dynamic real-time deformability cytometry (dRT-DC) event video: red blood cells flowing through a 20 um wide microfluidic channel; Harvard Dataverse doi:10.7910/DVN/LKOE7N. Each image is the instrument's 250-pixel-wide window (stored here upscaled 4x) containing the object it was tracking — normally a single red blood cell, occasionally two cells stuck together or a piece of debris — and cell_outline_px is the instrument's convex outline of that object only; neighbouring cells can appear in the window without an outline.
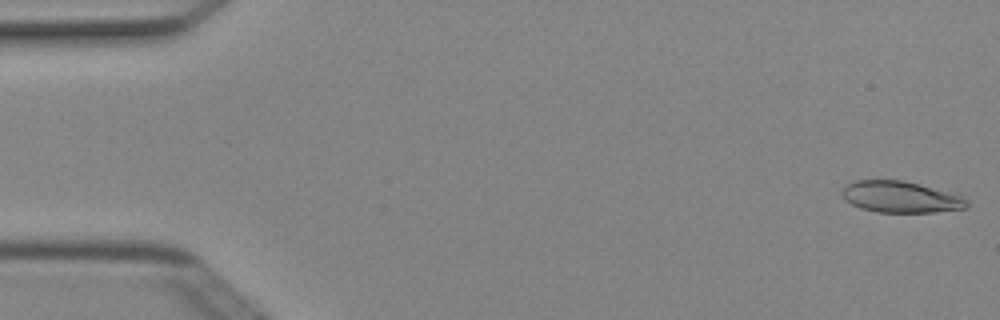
{"species": "Egyptian fruit bat (a non-hibernating species)", "species_latin": "Rousettus aegyptiacus", "temperature_condition": "cold", "stored_images_in_passage": 8, "camera_frame_rate_fps": 3000, "um_per_image_px": 0.085, "animal": {"sex": "female"}, "frame": {"image": 1, "passage_image": 1, "time_ms": 0.0, "image_size_px": [1000, 320], "cell_outline_px": [[968, 208], [932, 212], [876, 212], [860, 208], [852, 204], [840, 192], [848, 184], [856, 180], [904, 180], [920, 184], [964, 196], [968, 200]], "centroid_in_image_um": [76.6, 16.74], "position_along_channel_um": 8.4, "area_um2": 22.77}}
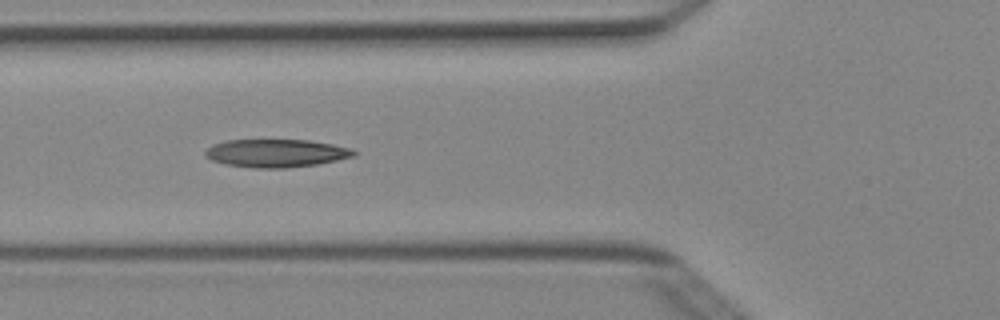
{"frame": {"image": 2, "passage_image": 6, "time_ms": 1.667, "image_size_px": [1000, 320], "cell_outline_px": [[356, 156], [316, 164], [284, 168], [252, 168], [224, 164], [212, 160], [204, 156], [204, 152], [212, 144], [228, 140], [308, 140], [332, 144], [352, 148], [356, 152]], "centroid_in_image_um": [23.45, 13.02], "position_along_channel_um": 102.3, "area_um2": 24.28}}
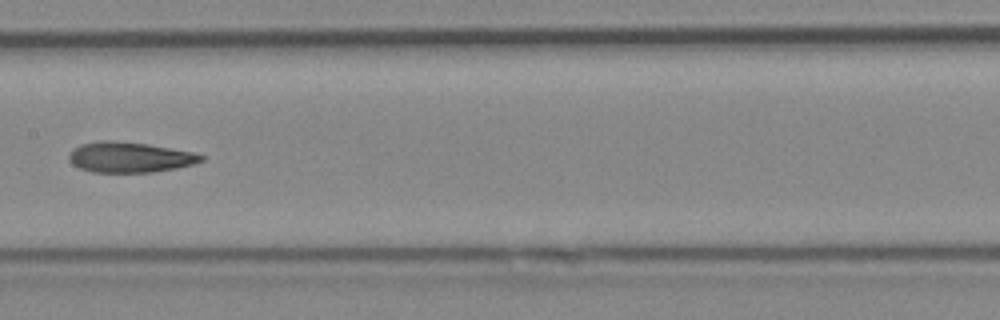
{"frame": {"image": 3, "passage_image": 8, "time_ms": 2.333, "image_size_px": [1000, 320], "cell_outline_px": [[204, 160], [192, 164], [176, 168], [152, 172], [92, 172], [80, 168], [72, 164], [68, 160], [68, 152], [80, 144], [100, 140], [112, 140], [148, 144], [192, 152], [204, 156]], "centroid_in_image_um": [10.97, 13.36], "position_along_channel_um": 196.4, "area_um2": 23.47}}